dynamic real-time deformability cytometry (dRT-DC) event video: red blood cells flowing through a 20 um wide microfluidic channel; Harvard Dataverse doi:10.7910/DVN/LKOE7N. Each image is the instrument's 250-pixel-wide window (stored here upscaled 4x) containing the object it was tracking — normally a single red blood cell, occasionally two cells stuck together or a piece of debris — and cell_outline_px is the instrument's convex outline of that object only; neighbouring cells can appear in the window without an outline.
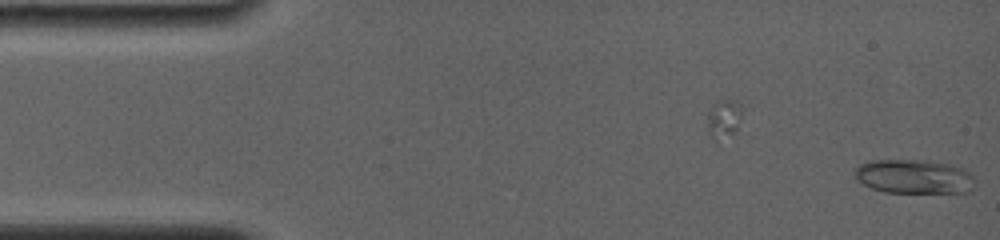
{"species": "common noctule bat (a hibernating species)", "species_latin": "Nyctalus noctula", "temperature_condition": "room temperature", "stored_images_in_passage": 3, "camera_frame_rate_fps": 4000, "um_per_image_px": 0.085, "animal": {"sex": "female", "body_mass_g": 19.0, "forearm_length_mm": 56.7}, "frame": {"image": 1, "passage_image": 3, "time_ms": 1.75, "image_size_px": [1000, 240], "cell_outline_px": [[976, 188], [968, 192], [884, 192], [872, 188], [864, 184], [852, 172], [860, 164], [868, 160], [932, 160], [964, 168], [972, 176]], "centroid_in_image_um": [77.71, 15.0], "position_along_channel_um": 7.3, "area_um2": 23.99}}